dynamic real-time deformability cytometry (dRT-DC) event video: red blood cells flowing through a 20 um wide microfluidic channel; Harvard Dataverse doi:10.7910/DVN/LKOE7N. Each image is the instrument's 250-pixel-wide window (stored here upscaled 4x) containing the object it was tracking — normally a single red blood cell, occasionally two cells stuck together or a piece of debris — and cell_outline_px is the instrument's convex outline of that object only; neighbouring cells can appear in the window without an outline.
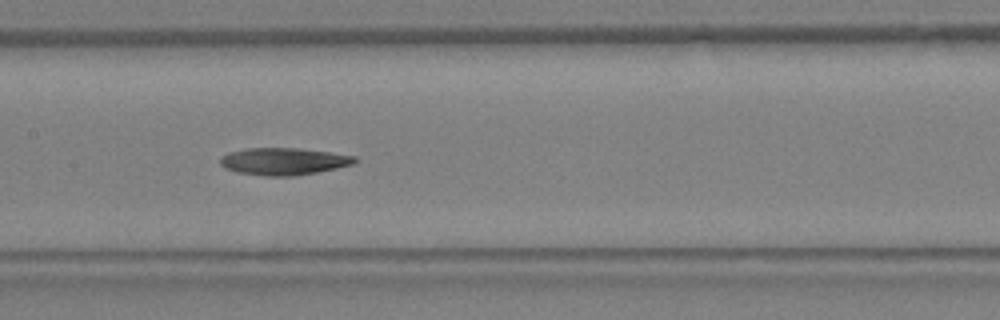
{"species": "Egyptian fruit bat (a non-hibernating species)", "species_latin": "Rousettus aegyptiacus", "temperature_condition": "warm", "stored_images_in_passage": 19, "camera_frame_rate_fps": 3000, "um_per_image_px": 0.085, "animal": {"sex": "female"}, "frame": {"image": 1, "passage_image": 14, "time_ms": 4.333, "image_size_px": [1000, 320], "cell_outline_px": [[356, 160], [352, 164], [336, 168], [296, 176], [264, 176], [236, 172], [224, 168], [220, 164], [220, 156], [228, 152], [244, 148], [300, 148], [356, 156]], "centroid_in_image_um": [24.04, 13.71], "position_along_channel_um": 183.4, "area_um2": 21.39}}
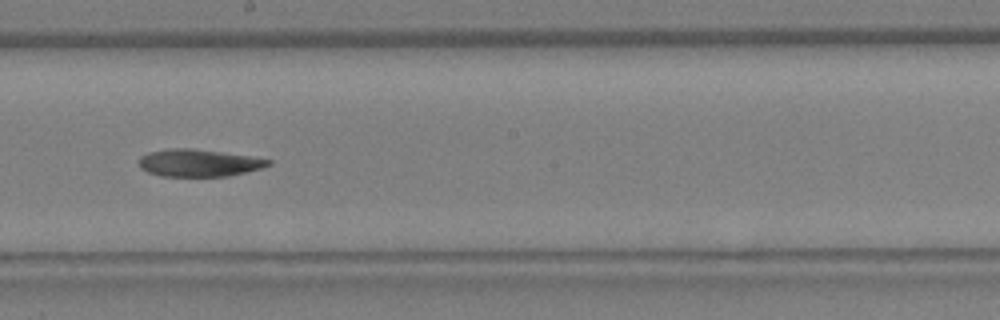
{"frame": {"image": 2, "passage_image": 16, "time_ms": 5.0, "image_size_px": [1000, 320], "cell_outline_px": [[272, 164], [260, 168], [228, 176], [160, 176], [148, 172], [140, 168], [140, 156], [148, 152], [168, 148], [192, 148], [252, 156], [272, 160]], "centroid_in_image_um": [16.88, 13.84], "position_along_channel_um": 231.3, "area_um2": 20.58}}
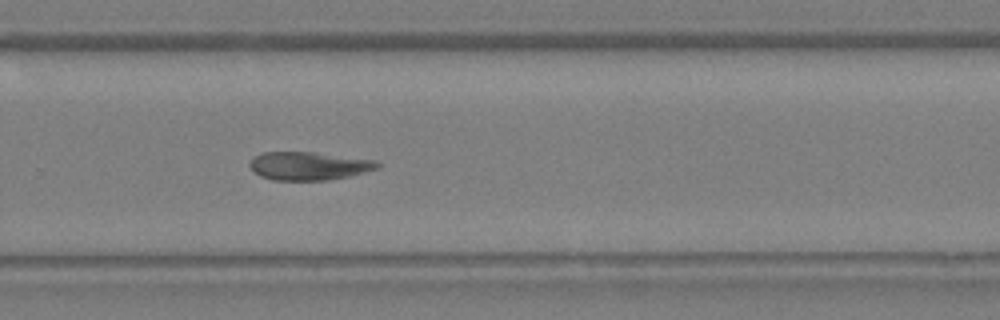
{"frame": {"image": 3, "passage_image": 19, "time_ms": 6.0, "image_size_px": [1000, 320], "cell_outline_px": [[380, 168], [348, 176], [328, 180], [272, 180], [260, 176], [248, 164], [260, 152], [312, 152], [376, 160], [380, 164]], "centroid_in_image_um": [26.26, 14.1], "position_along_channel_um": 303.5, "area_um2": 20.87}}